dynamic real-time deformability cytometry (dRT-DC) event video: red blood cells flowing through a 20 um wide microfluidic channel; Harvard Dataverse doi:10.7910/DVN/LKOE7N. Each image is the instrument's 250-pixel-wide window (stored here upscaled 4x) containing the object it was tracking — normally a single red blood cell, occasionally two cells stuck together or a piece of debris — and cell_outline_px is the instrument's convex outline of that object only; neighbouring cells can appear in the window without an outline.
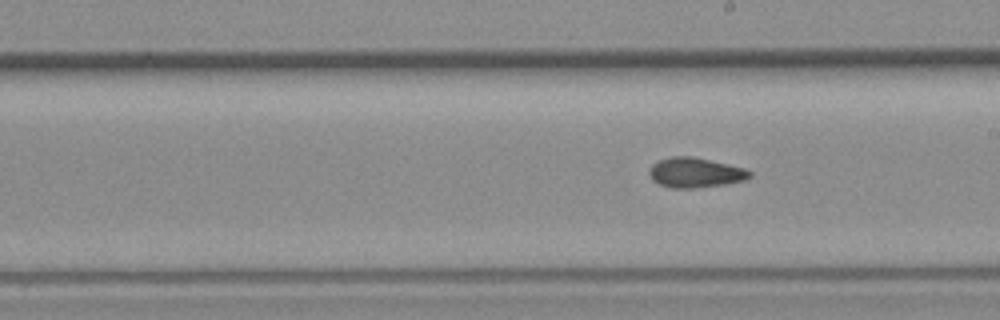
{"species": "common noctule bat (a hibernating species)", "species_latin": "Nyctalus noctula", "temperature_condition": "room temperature", "stored_images_in_passage": 28, "camera_frame_rate_fps": 3000, "um_per_image_px": 0.085, "animal": {"sex": "female", "body_mass_g": 19.3, "forearm_length_mm": 54.1}, "frame": {"image": 1, "passage_image": 28, "time_ms": 9.0, "image_size_px": [1000, 320], "cell_outline_px": [[752, 176], [744, 180], [724, 184], [692, 188], [672, 188], [660, 184], [652, 180], [648, 172], [652, 164], [660, 160], [672, 156], [692, 156], [728, 164], [744, 168], [752, 172]], "centroid_in_image_um": [59.09, 14.67], "position_along_channel_um": 229.9, "area_um2": 17.4}}